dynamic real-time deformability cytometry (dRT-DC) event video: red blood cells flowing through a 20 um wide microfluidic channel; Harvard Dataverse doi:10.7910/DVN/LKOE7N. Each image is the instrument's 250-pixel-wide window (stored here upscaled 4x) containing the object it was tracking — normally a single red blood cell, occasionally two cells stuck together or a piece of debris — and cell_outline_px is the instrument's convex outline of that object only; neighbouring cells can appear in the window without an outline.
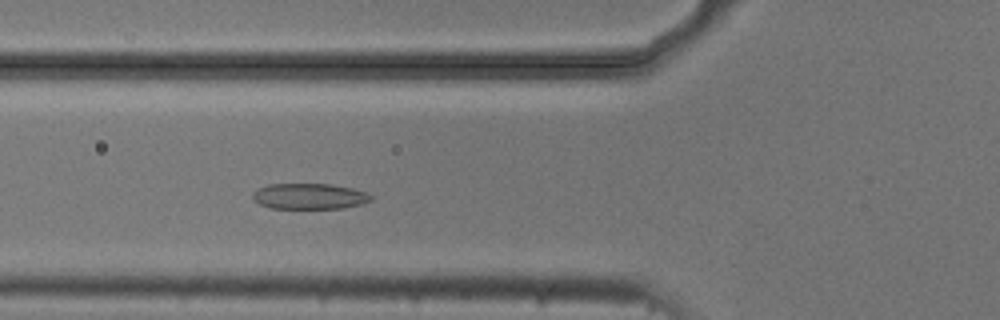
{"species": "common noctule bat (a hibernating species)", "species_latin": "Nyctalus noctula", "temperature_condition": "cold", "stored_images_in_passage": 49, "camera_frame_rate_fps": 3000, "um_per_image_px": 0.085, "animal": {"sex": "male", "body_mass_g": 20.5, "forearm_length_mm": 52.5}, "frame": {"image": 1, "passage_image": 15, "time_ms": 4.667, "image_size_px": [1000, 320], "cell_outline_px": [[372, 200], [360, 204], [344, 208], [272, 208], [260, 204], [252, 200], [252, 192], [268, 184], [332, 184], [352, 188], [364, 192], [372, 196]], "centroid_in_image_um": [26.27, 16.68], "position_along_channel_um": 99.5, "area_um2": 17.69}}
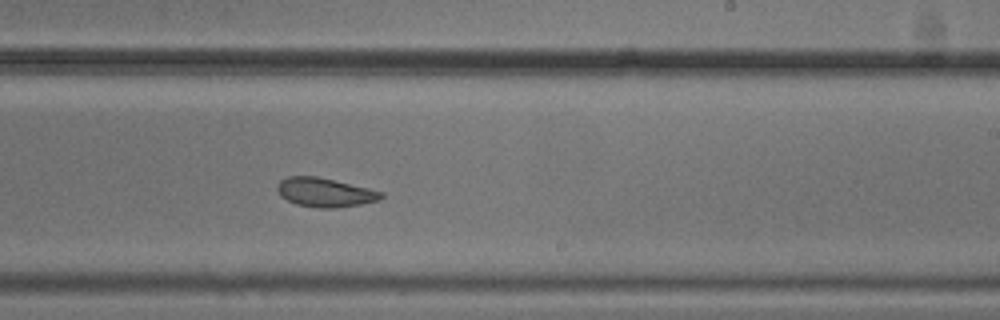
{"frame": {"image": 2, "passage_image": 28, "time_ms": 9.0, "image_size_px": [1000, 320], "cell_outline_px": [[384, 196], [380, 200], [360, 204], [336, 208], [316, 208], [296, 204], [280, 196], [276, 188], [280, 180], [288, 176], [316, 176], [368, 188], [384, 192]], "centroid_in_image_um": [27.61, 16.36], "position_along_channel_um": 261.4, "area_um2": 17.57}}
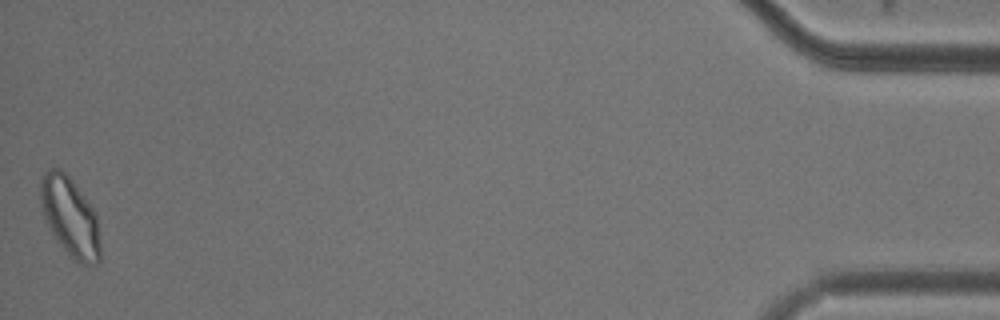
{"frame": {"image": 3, "passage_image": 49, "time_ms": 16.0, "image_size_px": [1000, 320], "cell_outline_px": [[100, 260], [96, 264], [80, 264], [72, 260], [68, 256], [52, 232], [44, 216], [40, 200], [40, 184], [44, 172], [48, 168], [60, 168], [72, 180], [96, 212], [100, 244]], "centroid_in_image_um": [5.96, 18.45], "position_along_channel_um": 429.2, "area_um2": 27.57}, "authors_computed_cell_mechanics": {"area_um2": 19.9988, "velocity_mm_per_s": 3.7282, "shape_relaxation_time_tau1_ms": 5.7144, "shape_relaxation_time_tau2_ms": 2.8883, "deformation_change_tau1": 0.106, "deformation_change_tau2": 0.0865}}